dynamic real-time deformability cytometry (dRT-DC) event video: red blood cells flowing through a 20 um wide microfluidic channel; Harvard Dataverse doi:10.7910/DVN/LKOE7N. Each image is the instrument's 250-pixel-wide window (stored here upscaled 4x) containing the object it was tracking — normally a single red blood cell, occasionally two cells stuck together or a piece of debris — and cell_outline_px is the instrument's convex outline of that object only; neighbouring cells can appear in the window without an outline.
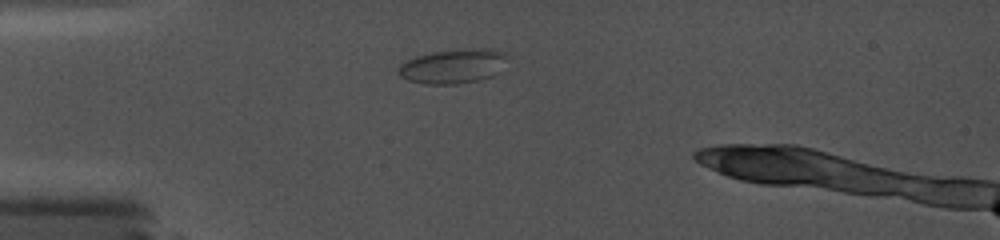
{"species": "common noctule bat (a hibernating species)", "species_latin": "Nyctalus noctula", "temperature_condition": "cold", "stored_images_in_passage": 19, "camera_frame_rate_fps": 5000, "um_per_image_px": 0.085, "animal": {"sex": "female", "body_mass_g": 19.0, "forearm_length_mm": 56.7}, "frame": {"image": 1, "passage_image": 1, "time_ms": 0.0, "image_size_px": [1000, 240], "cell_outline_px": [[508, 56], [496, 72], [492, 76], [480, 80], [456, 84], [424, 84], [408, 80], [400, 76], [396, 72], [400, 64], [416, 56], [432, 52], [472, 48], [488, 48], [504, 52]], "centroid_in_image_um": [38.47, 5.63], "position_along_channel_um": 46.5, "area_um2": 21.73}}
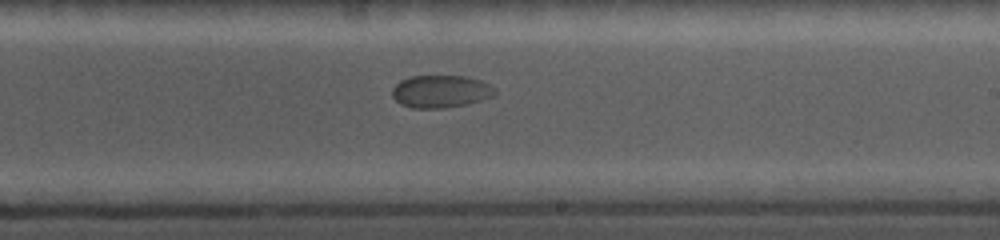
{"frame": {"image": 2, "passage_image": 11, "time_ms": 6.4, "image_size_px": [1000, 240], "cell_outline_px": [[496, 92], [492, 96], [468, 104], [444, 108], [412, 108], [400, 104], [392, 96], [392, 88], [400, 80], [408, 76], [464, 76], [480, 80], [496, 88]], "centroid_in_image_um": [37.43, 7.77], "position_along_channel_um": 251.6, "area_um2": 19.54}}
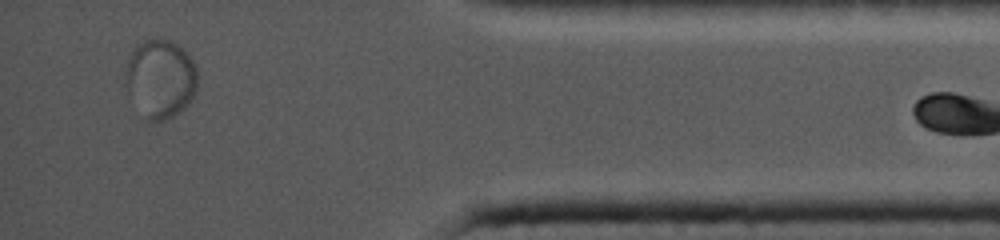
{"frame": {"image": 3, "passage_image": 18, "time_ms": 11.8, "image_size_px": [1000, 240], "cell_outline_px": [[196, 92], [188, 104], [180, 112], [172, 116], [160, 120], [144, 120], [128, 92], [124, 84], [124, 68], [128, 56], [136, 44], [148, 36], [168, 40], [176, 44], [192, 60], [196, 68]], "centroid_in_image_um": [13.56, 6.66], "position_along_channel_um": 421.6, "area_um2": 33.47}}